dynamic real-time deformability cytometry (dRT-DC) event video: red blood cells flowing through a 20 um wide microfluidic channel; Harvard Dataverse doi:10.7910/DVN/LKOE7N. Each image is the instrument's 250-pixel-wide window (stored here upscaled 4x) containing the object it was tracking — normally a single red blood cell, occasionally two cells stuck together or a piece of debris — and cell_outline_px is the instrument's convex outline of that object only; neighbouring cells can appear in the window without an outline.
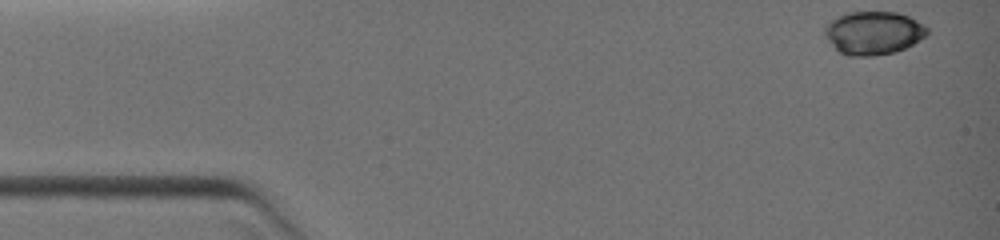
{"species": "common noctule bat (a hibernating species)", "species_latin": "Nyctalus noctula", "temperature_condition": "warm", "stored_images_in_passage": 11, "camera_frame_rate_fps": 3000, "um_per_image_px": 0.085, "animal": {"sex": "female", "body_mass_g": 19.0, "forearm_length_mm": 51.5}, "frame": {"image": 1, "passage_image": 1, "time_ms": 0.0, "image_size_px": [1000, 240], "cell_outline_px": [[928, 36], [904, 48], [892, 52], [872, 56], [848, 56], [840, 52], [828, 40], [824, 32], [824, 24], [848, 12], [896, 12], [908, 16], [916, 20], [928, 28]], "centroid_in_image_um": [74.24, 2.79], "position_along_channel_um": 10.8, "area_um2": 25.66}}
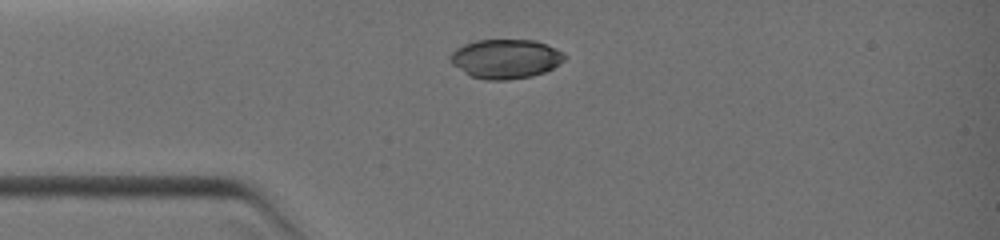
{"frame": {"image": 2, "passage_image": 8, "time_ms": 2.667, "image_size_px": [1000, 240], "cell_outline_px": [[568, 56], [564, 60], [552, 68], [544, 72], [532, 76], [508, 80], [484, 80], [468, 76], [452, 64], [448, 60], [448, 56], [456, 48], [464, 44], [476, 40], [536, 40], [564, 52]], "centroid_in_image_um": [42.94, 5.01], "position_along_channel_um": 42.1, "area_um2": 26.47}}